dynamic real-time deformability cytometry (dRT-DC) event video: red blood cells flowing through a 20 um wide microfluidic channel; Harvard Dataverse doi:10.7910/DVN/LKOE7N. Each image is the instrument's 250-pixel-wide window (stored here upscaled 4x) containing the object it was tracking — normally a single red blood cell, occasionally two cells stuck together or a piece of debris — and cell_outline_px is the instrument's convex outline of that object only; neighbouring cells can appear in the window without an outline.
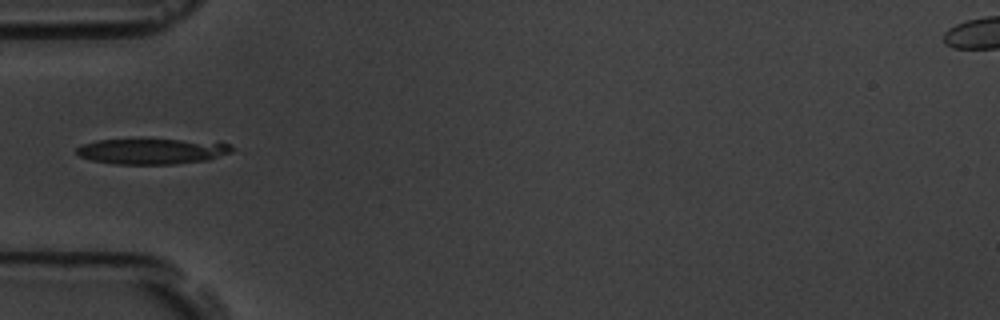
{"species": "common noctule bat (a hibernating species)", "species_latin": "Nyctalus noctula", "temperature_condition": "room temperature", "stored_images_in_passage": 5, "camera_frame_rate_fps": 3000, "um_per_image_px": 0.085, "animal": {"sex": "male", "body_mass_g": 19.5, "forearm_length_mm": 54.6}, "frame": {"image": 1, "passage_image": 5, "time_ms": 6.0, "image_size_px": [1000, 320], "cell_outline_px": [[232, 152], [208, 160], [176, 164], [116, 164], [92, 160], [80, 156], [76, 152], [76, 148], [80, 144], [96, 140], [220, 140], [232, 144]], "centroid_in_image_um": [13.01, 12.85], "position_along_channel_um": 72.0, "area_um2": 23.47}}